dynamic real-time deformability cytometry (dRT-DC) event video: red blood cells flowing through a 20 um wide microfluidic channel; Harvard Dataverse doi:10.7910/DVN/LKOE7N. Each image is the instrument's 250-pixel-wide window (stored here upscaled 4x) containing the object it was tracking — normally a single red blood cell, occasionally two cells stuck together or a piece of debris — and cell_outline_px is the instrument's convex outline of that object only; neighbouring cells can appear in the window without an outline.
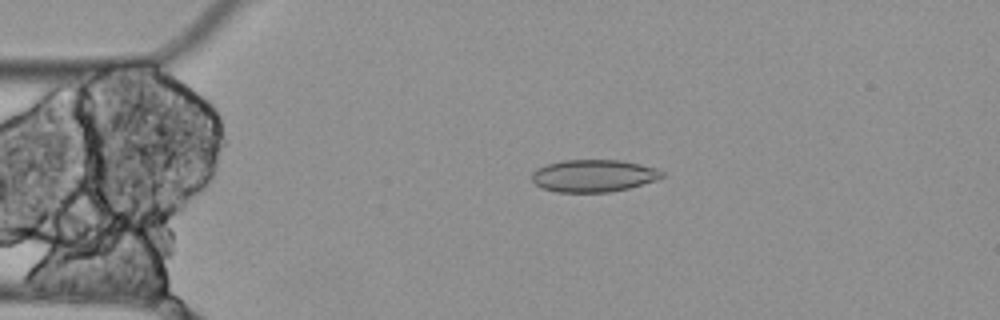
{"species": "Egyptian fruit bat (a non-hibernating species)", "species_latin": "Rousettus aegyptiacus", "temperature_condition": "cold", "stored_images_in_passage": 5, "camera_frame_rate_fps": 3000, "um_per_image_px": 0.085, "animal": {"sex": "female"}, "frame": {"image": 1, "passage_image": 4, "time_ms": 1.0, "image_size_px": [1000, 320], "cell_outline_px": [[664, 176], [656, 180], [628, 188], [608, 192], [556, 192], [540, 188], [532, 180], [532, 172], [536, 168], [548, 164], [564, 160], [620, 160], [640, 164], [656, 168], [664, 172]], "centroid_in_image_um": [50.43, 14.94], "position_along_channel_um": 34.6, "area_um2": 24.51}}